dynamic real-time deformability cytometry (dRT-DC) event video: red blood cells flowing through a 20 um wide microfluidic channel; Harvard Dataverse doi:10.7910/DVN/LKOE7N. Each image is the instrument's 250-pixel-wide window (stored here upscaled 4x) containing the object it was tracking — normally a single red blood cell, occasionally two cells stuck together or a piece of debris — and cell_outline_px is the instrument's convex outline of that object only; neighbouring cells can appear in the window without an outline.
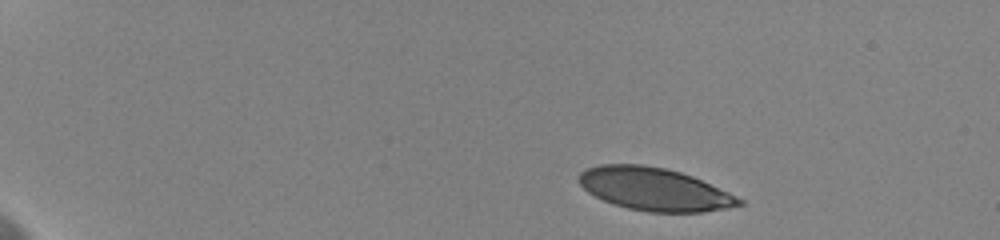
{"species": "human", "species_latin": "Homo sapiens", "temperature_condition": "cold", "stored_images_in_passage": 25, "camera_frame_rate_fps": 3000, "um_per_image_px": 0.085, "donor": {"sex": "female"}, "frame": {"image": 1, "passage_image": 1, "time_ms": 0.0, "image_size_px": [1000, 240], "cell_outline_px": [[744, 204], [728, 208], [704, 212], [648, 212], [628, 208], [612, 204], [588, 192], [576, 180], [576, 176], [580, 172], [588, 168], [600, 164], [644, 164], [664, 168], [680, 172], [692, 176], [728, 192], [744, 200]], "centroid_in_image_um": [55.6, 16.08], "position_along_channel_um": 29.4, "area_um2": 40.0}}
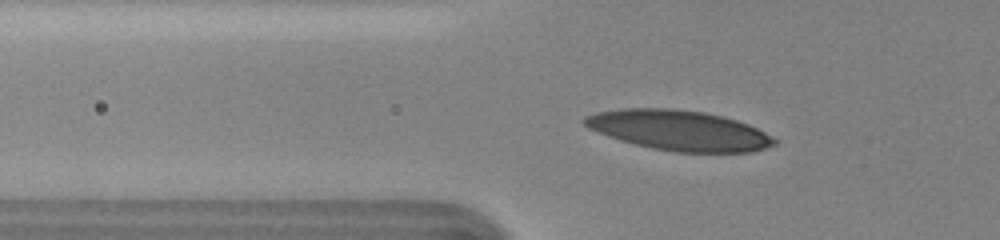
{"frame": {"image": 2, "passage_image": 18, "time_ms": 4.0, "image_size_px": [1000, 240], "cell_outline_px": [[776, 144], [752, 152], [676, 152], [652, 148], [620, 140], [608, 136], [588, 128], [580, 120], [584, 116], [596, 112], [624, 108], [668, 108], [704, 112], [736, 120], [748, 124], [772, 136], [776, 140]], "centroid_in_image_um": [57.68, 11.08], "position_along_channel_um": 68.1, "area_um2": 44.22}}